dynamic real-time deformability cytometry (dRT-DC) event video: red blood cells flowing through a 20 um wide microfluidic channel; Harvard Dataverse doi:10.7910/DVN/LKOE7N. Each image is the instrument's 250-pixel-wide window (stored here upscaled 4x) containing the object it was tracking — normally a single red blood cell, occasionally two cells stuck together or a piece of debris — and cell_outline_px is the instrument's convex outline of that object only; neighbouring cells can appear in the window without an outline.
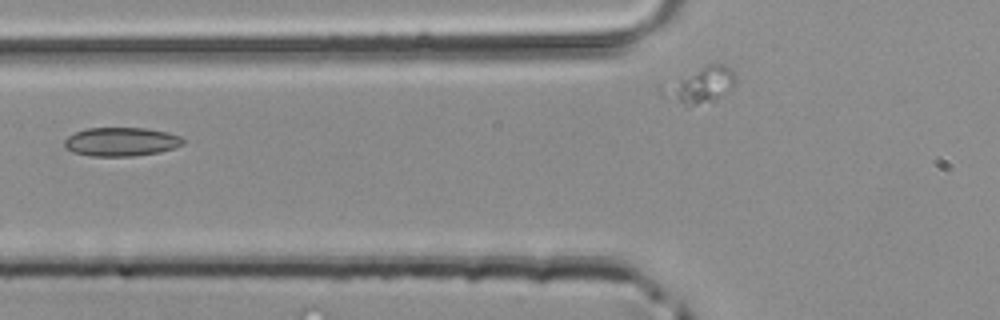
{"species": "common noctule bat (a hibernating species)", "species_latin": "Nyctalus noctula", "temperature_condition": "room temperature", "stored_images_in_passage": 5, "camera_frame_rate_fps": 3000, "um_per_image_px": 0.085, "animal": {"sex": "male", "body_mass_g": 20.4}, "frame": {"image": 1, "passage_image": 3, "time_ms": 0.667, "image_size_px": [1000, 320], "cell_outline_px": [[184, 144], [160, 152], [132, 156], [92, 156], [72, 152], [64, 144], [64, 140], [68, 136], [76, 132], [88, 128], [148, 128], [168, 132], [180, 136], [184, 140]], "centroid_in_image_um": [10.32, 12.04], "position_along_channel_um": 115.5, "area_um2": 19.83}}
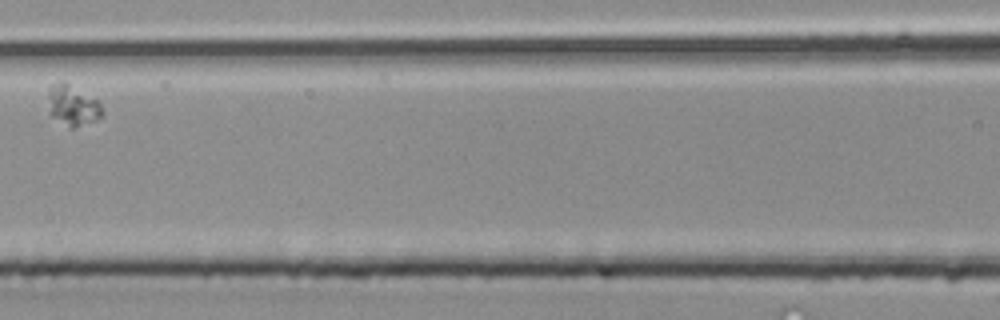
{"frame": {"image": 2, "passage_image": 5, "time_ms": 1.333, "image_size_px": [1000, 320], "cell_outline_px": [[104, 116], [96, 120], [72, 128], [68, 128], [52, 116], [48, 96], [48, 92], [52, 84], [60, 80], [64, 80], [100, 100], [104, 112]], "centroid_in_image_um": [6.23, 8.92], "position_along_channel_um": 160.4, "area_um2": 13.12}}